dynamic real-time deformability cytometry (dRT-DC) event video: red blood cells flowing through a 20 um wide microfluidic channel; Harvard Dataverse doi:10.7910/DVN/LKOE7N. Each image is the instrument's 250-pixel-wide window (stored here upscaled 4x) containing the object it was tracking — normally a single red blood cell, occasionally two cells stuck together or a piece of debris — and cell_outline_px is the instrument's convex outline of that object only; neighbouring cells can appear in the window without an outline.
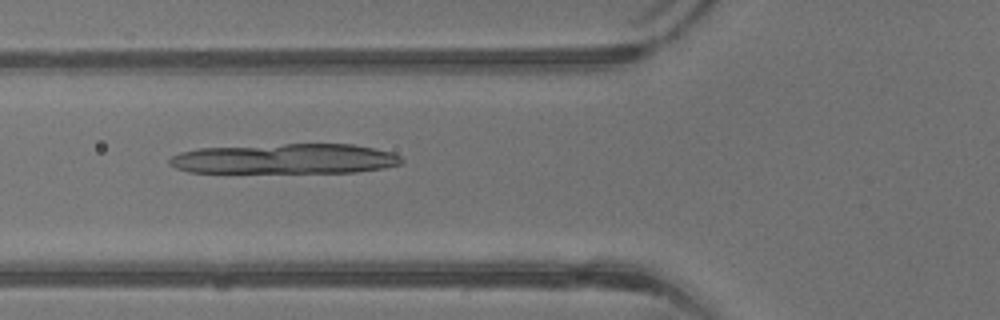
{"species": "common noctule bat (a hibernating species)", "species_latin": "Nyctalus noctula", "temperature_condition": "warm", "stored_images_in_passage": 31, "camera_frame_rate_fps": 3000, "um_per_image_px": 0.085, "animal": {"sex": "male", "body_mass_g": 13.3}, "frame": {"image": 1, "passage_image": 6, "time_ms": 1.667, "image_size_px": [1000, 320], "cell_outline_px": [[404, 160], [400, 164], [384, 168], [356, 172], [188, 172], [176, 168], [168, 164], [168, 160], [172, 156], [180, 152], [196, 148], [284, 144], [352, 144], [392, 152], [400, 156]], "centroid_in_image_um": [24.21, 13.5], "position_along_channel_um": 101.6, "area_um2": 40.75}}
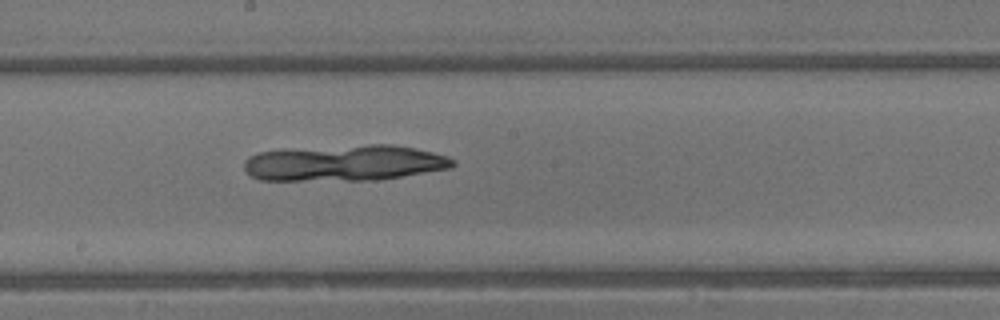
{"frame": {"image": 2, "passage_image": 13, "time_ms": 4.0, "image_size_px": [1000, 320], "cell_outline_px": [[456, 164], [452, 168], [376, 180], [260, 180], [244, 172], [244, 160], [248, 156], [260, 152], [368, 144], [392, 144], [432, 152], [448, 156], [456, 160]], "centroid_in_image_um": [29.32, 13.86], "position_along_channel_um": 218.9, "area_um2": 43.47}}
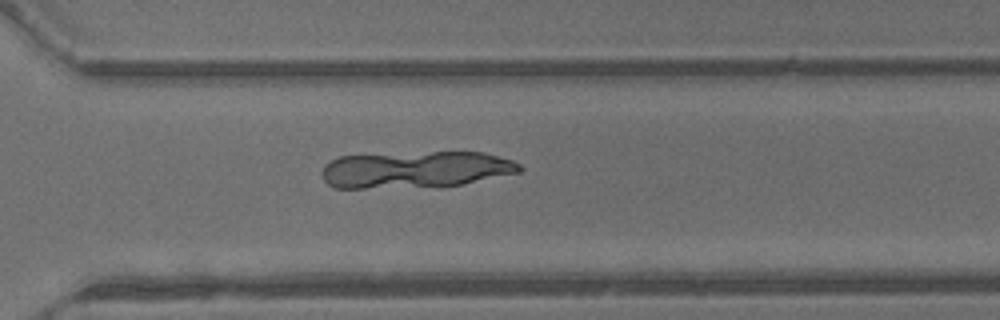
{"frame": {"image": 3, "passage_image": 20, "time_ms": 6.333, "image_size_px": [1000, 320], "cell_outline_px": [[520, 172], [444, 188], [332, 188], [324, 180], [320, 172], [324, 164], [340, 156], [432, 152], [484, 152], [512, 160], [520, 164]], "centroid_in_image_um": [35.3, 14.44], "position_along_channel_um": 335.3, "area_um2": 42.95}}